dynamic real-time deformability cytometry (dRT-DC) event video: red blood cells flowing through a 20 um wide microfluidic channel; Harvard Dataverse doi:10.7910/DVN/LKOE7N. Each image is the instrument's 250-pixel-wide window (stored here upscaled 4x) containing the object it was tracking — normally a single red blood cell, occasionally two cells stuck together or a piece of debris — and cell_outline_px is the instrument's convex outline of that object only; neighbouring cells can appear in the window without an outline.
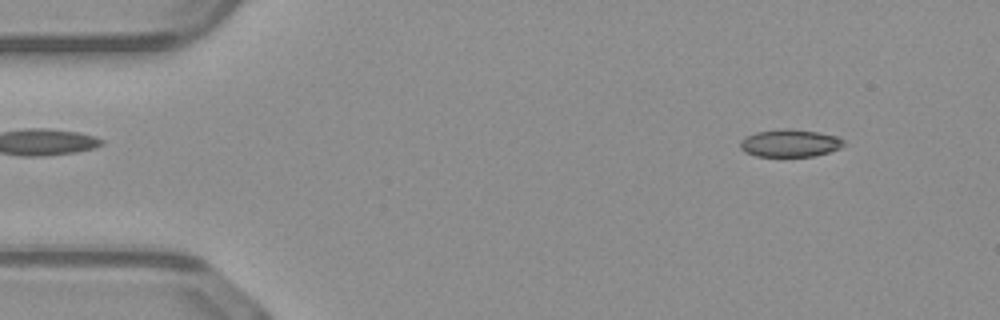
{"species": "common noctule bat (a hibernating species)", "species_latin": "Nyctalus noctula", "temperature_condition": "warm", "stored_images_in_passage": 15, "camera_frame_rate_fps": 3000, "um_per_image_px": 0.085, "animal": {"sex": "male", "body_mass_g": 23.1, "forearm_length_mm": 52.7}, "frame": {"image": 1, "passage_image": 5, "time_ms": 1.333, "image_size_px": [1000, 320], "cell_outline_px": [[844, 144], [840, 148], [816, 156], [756, 156], [744, 152], [740, 148], [740, 140], [756, 132], [784, 128], [788, 128], [816, 132], [836, 136], [844, 140]], "centroid_in_image_um": [67.13, 12.17], "position_along_channel_um": 17.9, "area_um2": 16.53}}